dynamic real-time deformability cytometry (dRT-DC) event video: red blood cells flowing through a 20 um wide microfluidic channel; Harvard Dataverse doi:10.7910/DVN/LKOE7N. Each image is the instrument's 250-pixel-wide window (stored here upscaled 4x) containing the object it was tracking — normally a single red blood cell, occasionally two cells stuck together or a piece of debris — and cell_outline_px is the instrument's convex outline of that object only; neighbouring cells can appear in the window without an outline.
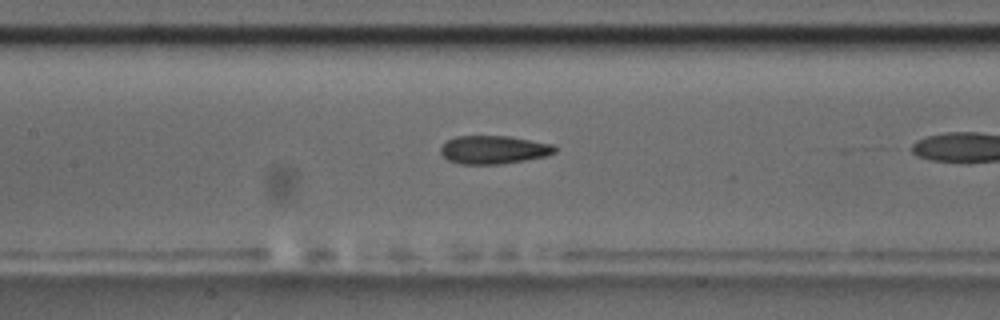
{"species": "common noctule bat (a hibernating species)", "species_latin": "Nyctalus noctula", "temperature_condition": "room temperature", "stored_images_in_passage": 13, "camera_frame_rate_fps": 3000, "um_per_image_px": 0.085, "animal": {"sex": "male", "body_mass_g": 17.5, "forearm_length_mm": 52.3}, "frame": {"image": 1, "passage_image": 11, "time_ms": 3.333, "image_size_px": [1000, 320], "cell_outline_px": [[556, 152], [544, 156], [524, 160], [500, 164], [460, 164], [448, 160], [440, 152], [440, 148], [448, 140], [456, 136], [508, 136], [556, 144]], "centroid_in_image_um": [41.98, 12.72], "position_along_channel_um": 165.4, "area_um2": 18.79}}